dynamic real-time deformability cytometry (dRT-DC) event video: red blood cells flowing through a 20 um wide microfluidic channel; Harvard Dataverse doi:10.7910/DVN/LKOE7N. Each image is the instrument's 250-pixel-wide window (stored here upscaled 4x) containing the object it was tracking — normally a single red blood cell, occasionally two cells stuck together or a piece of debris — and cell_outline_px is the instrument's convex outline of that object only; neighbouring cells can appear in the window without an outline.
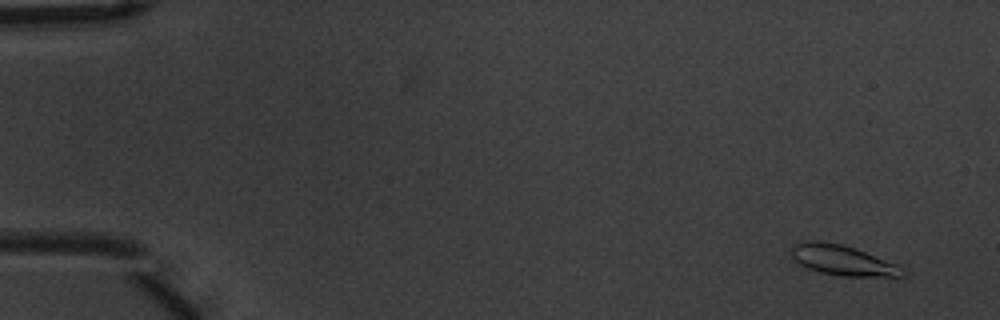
{"species": "common noctule bat (a hibernating species)", "species_latin": "Nyctalus noctula", "temperature_condition": "warm", "stored_images_in_passage": 5, "camera_frame_rate_fps": 3000, "um_per_image_px": 0.085, "animal": {"sex": "male", "body_mass_g": 20.1, "forearm_length_mm": 53.5}, "frame": {"image": 1, "passage_image": 1, "time_ms": 0.0, "image_size_px": [1000, 320], "cell_outline_px": [[908, 272], [900, 276], [840, 276], [820, 272], [808, 268], [800, 264], [792, 256], [792, 244], [808, 240], [816, 240], [844, 244], [896, 264]], "centroid_in_image_um": [71.59, 22.11], "position_along_channel_um": 13.4, "area_um2": 19.42}}